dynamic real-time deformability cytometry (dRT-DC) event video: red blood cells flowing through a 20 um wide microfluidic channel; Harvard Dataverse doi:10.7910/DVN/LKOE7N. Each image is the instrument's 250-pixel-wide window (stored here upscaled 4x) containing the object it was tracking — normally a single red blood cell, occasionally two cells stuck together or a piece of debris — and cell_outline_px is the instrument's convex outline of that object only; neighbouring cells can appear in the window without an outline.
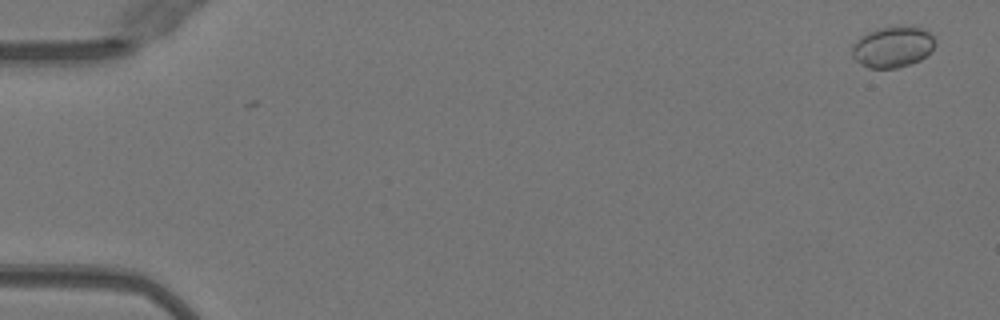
{"species": "Egyptian fruit bat (a non-hibernating species)", "species_latin": "Rousettus aegyptiacus", "temperature_condition": "warm", "stored_images_in_passage": 53, "camera_frame_rate_fps": 3000, "um_per_image_px": 0.085, "animal": {"sex": "female"}, "frame": {"image": 1, "passage_image": 3, "time_ms": 0.667, "image_size_px": [1000, 320], "cell_outline_px": [[936, 44], [920, 60], [896, 68], [868, 68], [860, 64], [852, 56], [852, 44], [860, 36], [876, 28], [912, 24], [924, 28], [936, 40]], "centroid_in_image_um": [75.87, 3.95], "position_along_channel_um": 9.1, "area_um2": 20.17}}
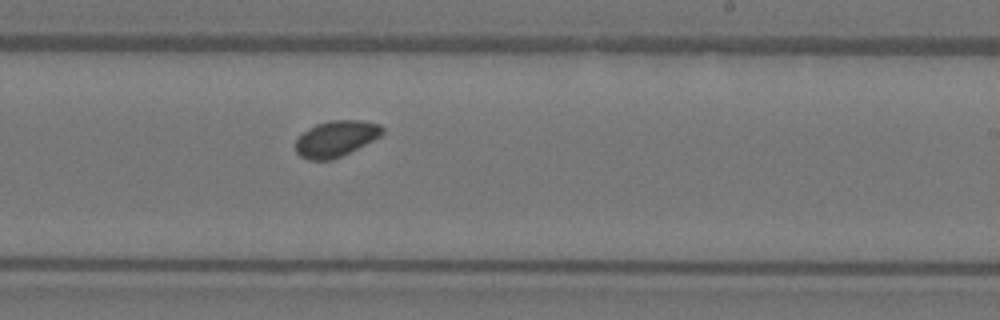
{"frame": {"image": 2, "passage_image": 33, "time_ms": 10.667, "image_size_px": [1000, 320], "cell_outline_px": [[384, 132], [380, 136], [332, 160], [308, 160], [300, 156], [296, 152], [296, 136], [316, 124], [332, 120], [360, 120], [380, 124], [384, 128]], "centroid_in_image_um": [28.52, 11.77], "position_along_channel_um": 260.5, "area_um2": 18.09}}
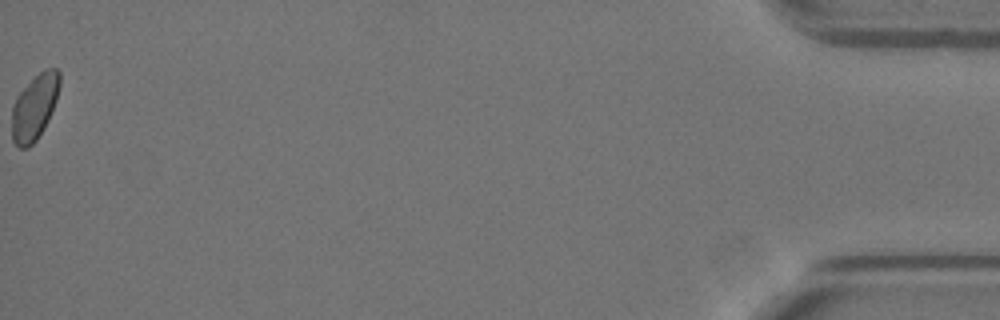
{"frame": {"image": 3, "passage_image": 53, "time_ms": 17.333, "image_size_px": [1000, 320], "cell_outline_px": [[60, 84], [56, 100], [48, 120], [44, 128], [36, 140], [28, 148], [20, 148], [12, 140], [12, 108], [16, 96], [44, 68], [56, 68], [60, 72]], "centroid_in_image_um": [2.94, 9.11], "position_along_channel_um": 432.3, "area_um2": 18.09}}